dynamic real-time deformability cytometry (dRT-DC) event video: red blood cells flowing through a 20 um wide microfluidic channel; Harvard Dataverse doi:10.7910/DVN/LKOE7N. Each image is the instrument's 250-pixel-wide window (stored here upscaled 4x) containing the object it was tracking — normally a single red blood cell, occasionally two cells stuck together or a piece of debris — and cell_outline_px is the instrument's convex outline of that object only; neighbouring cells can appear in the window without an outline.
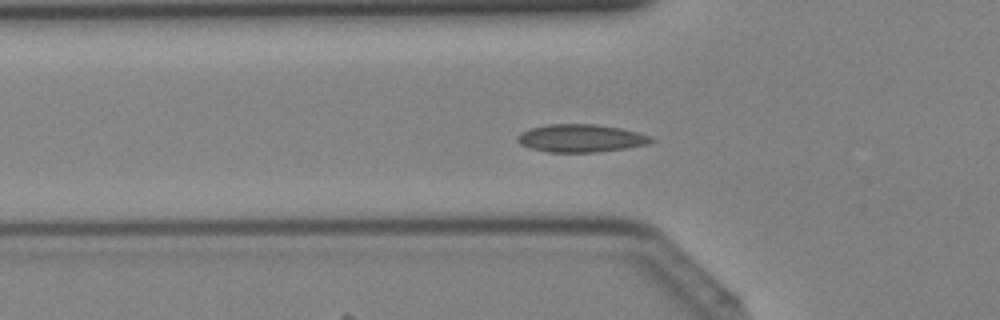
{"species": "Egyptian fruit bat (a non-hibernating species)", "species_latin": "Rousettus aegyptiacus", "temperature_condition": "cold", "stored_images_in_passage": 42, "camera_frame_rate_fps": 3000, "um_per_image_px": 0.085, "animal": {"sex": "female"}, "frame": {"image": 1, "passage_image": 14, "time_ms": 4.333, "image_size_px": [1000, 320], "cell_outline_px": [[656, 140], [648, 144], [624, 148], [596, 152], [548, 152], [528, 148], [520, 144], [516, 140], [516, 136], [520, 132], [528, 128], [548, 124], [596, 124], [620, 128], [652, 136]], "centroid_in_image_um": [49.32, 11.74], "position_along_channel_um": 76.5, "area_um2": 21.85}}
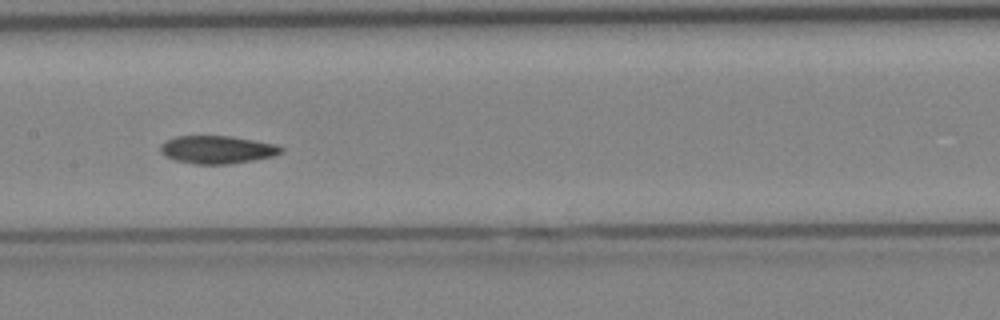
{"frame": {"image": 2, "passage_image": 21, "time_ms": 6.667, "image_size_px": [1000, 320], "cell_outline_px": [[284, 148], [280, 152], [272, 156], [252, 160], [228, 164], [196, 164], [176, 160], [164, 156], [160, 152], [160, 144], [176, 136], [232, 136], [276, 144]], "centroid_in_image_um": [18.43, 12.71], "position_along_channel_um": 189.0, "area_um2": 19.48}}
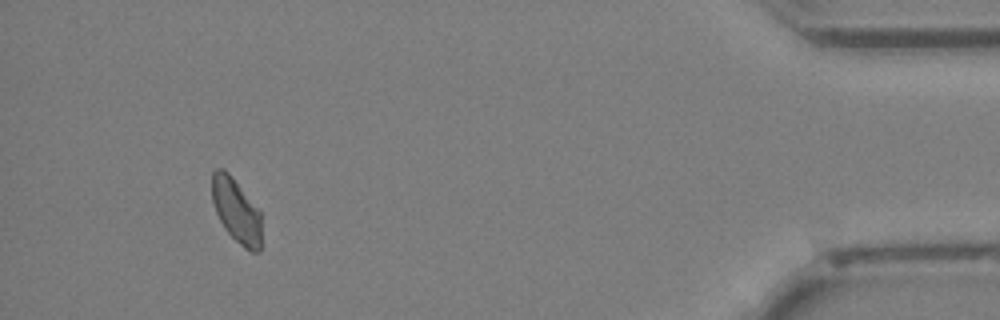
{"frame": {"image": 3, "passage_image": 39, "time_ms": 12.667, "image_size_px": [1000, 320], "cell_outline_px": [[260, 252], [252, 252], [244, 248], [224, 228], [216, 212], [212, 200], [212, 172], [216, 168], [224, 168], [232, 176], [260, 212]], "centroid_in_image_um": [20.06, 17.88], "position_along_channel_um": 415.1, "area_um2": 18.26}}